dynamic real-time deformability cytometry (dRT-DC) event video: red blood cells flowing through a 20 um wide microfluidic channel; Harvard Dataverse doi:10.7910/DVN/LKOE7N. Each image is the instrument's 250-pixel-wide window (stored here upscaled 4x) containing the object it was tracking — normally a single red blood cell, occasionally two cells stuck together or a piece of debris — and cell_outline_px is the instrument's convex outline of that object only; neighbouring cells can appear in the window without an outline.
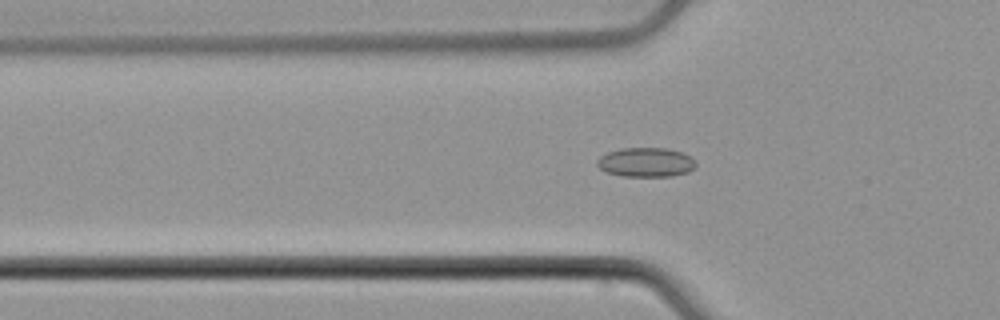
{"species": "common noctule bat (a hibernating species)", "species_latin": "Nyctalus noctula", "temperature_condition": "cold", "stored_images_in_passage": 55, "camera_frame_rate_fps": 3000, "um_per_image_px": 0.085, "animal": {"sex": "male", "body_mass_g": 21.5, "forearm_length_mm": 52.0}, "frame": {"image": 1, "passage_image": 19, "time_ms": 6.0, "image_size_px": [1000, 320], "cell_outline_px": [[696, 168], [688, 172], [672, 176], [620, 176], [604, 172], [596, 164], [596, 160], [600, 156], [608, 152], [620, 148], [668, 148], [684, 152], [692, 156], [696, 160]], "centroid_in_image_um": [54.93, 13.79], "position_along_channel_um": 70.9, "area_um2": 17.28}}
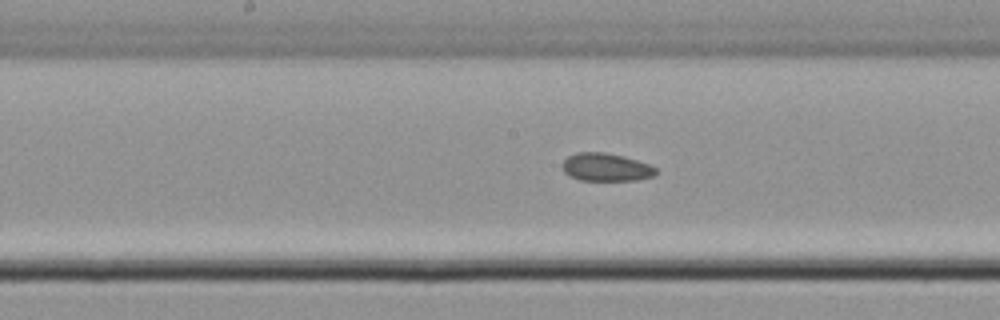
{"frame": {"image": 2, "passage_image": 29, "time_ms": 9.333, "image_size_px": [1000, 320], "cell_outline_px": [[656, 176], [636, 180], [580, 180], [568, 176], [564, 172], [560, 164], [568, 156], [576, 152], [604, 152], [624, 156], [648, 164], [656, 168]], "centroid_in_image_um": [51.47, 14.21], "position_along_channel_um": 196.7, "area_um2": 15.37}}
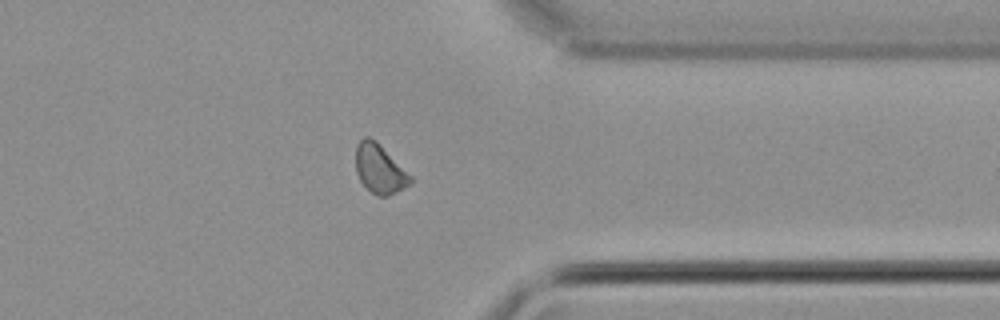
{"frame": {"image": 3, "passage_image": 44, "time_ms": 14.333, "image_size_px": [1000, 320], "cell_outline_px": [[412, 184], [388, 196], [376, 196], [360, 180], [356, 172], [356, 144], [364, 136], [368, 136], [376, 140], [412, 176]], "centroid_in_image_um": [32.28, 14.34], "position_along_channel_um": 379.1, "area_um2": 15.66}, "authors_computed_cell_mechanics": {"area_um2": 15.6638, "velocity_mm_per_s": 3.792, "shape_relaxation_time_tau1_ms": null, "shape_relaxation_time_tau2_ms": 2.7968, "deformation_change_tau1": null, "deformation_change_tau2": 0.0726}}